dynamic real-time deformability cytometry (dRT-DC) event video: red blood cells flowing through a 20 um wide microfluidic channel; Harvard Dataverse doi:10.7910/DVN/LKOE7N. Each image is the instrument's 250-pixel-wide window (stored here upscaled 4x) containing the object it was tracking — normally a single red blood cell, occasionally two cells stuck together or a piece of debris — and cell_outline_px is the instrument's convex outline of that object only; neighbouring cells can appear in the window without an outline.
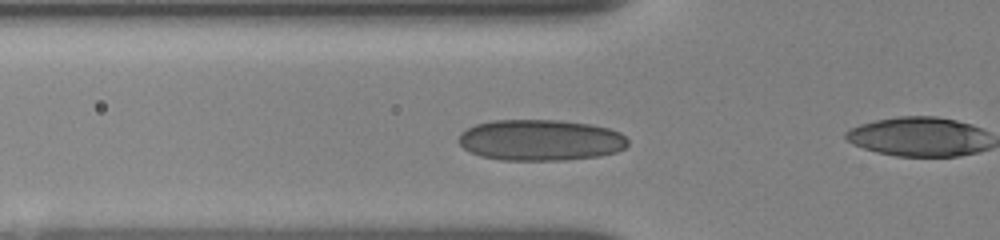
{"species": "human", "species_latin": "Homo sapiens", "temperature_condition": "room temperature", "stored_images_in_passage": 12, "camera_frame_rate_fps": 3000, "um_per_image_px": 0.085, "donor": {"sex": "female"}, "frame": {"image": 1, "passage_image": 6, "time_ms": 3.667, "image_size_px": [1000, 240], "cell_outline_px": [[628, 144], [624, 148], [616, 152], [600, 156], [564, 160], [500, 160], [480, 156], [464, 148], [456, 140], [460, 132], [476, 124], [492, 120], [560, 120], [592, 124], [608, 128], [620, 132], [628, 140]], "centroid_in_image_um": [45.93, 11.9], "position_along_channel_um": 79.9, "area_um2": 40.81}}
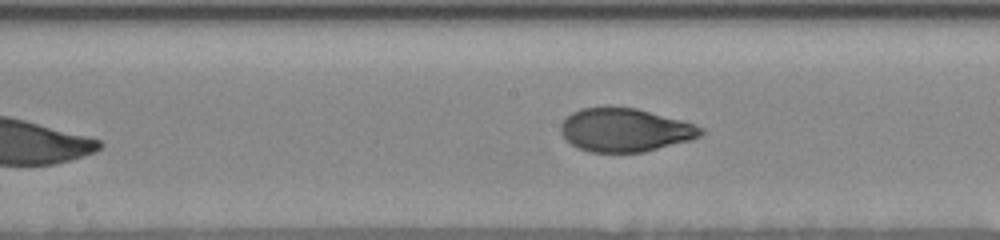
{"frame": {"image": 2, "passage_image": 12, "time_ms": 8.0, "image_size_px": [1000, 240], "cell_outline_px": [[704, 132], [700, 136], [692, 140], [644, 152], [588, 152], [576, 148], [560, 132], [560, 124], [572, 112], [580, 108], [608, 104], [636, 108], [696, 124], [704, 128]], "centroid_in_image_um": [53.11, 11.02], "position_along_channel_um": 195.1, "area_um2": 36.13}}